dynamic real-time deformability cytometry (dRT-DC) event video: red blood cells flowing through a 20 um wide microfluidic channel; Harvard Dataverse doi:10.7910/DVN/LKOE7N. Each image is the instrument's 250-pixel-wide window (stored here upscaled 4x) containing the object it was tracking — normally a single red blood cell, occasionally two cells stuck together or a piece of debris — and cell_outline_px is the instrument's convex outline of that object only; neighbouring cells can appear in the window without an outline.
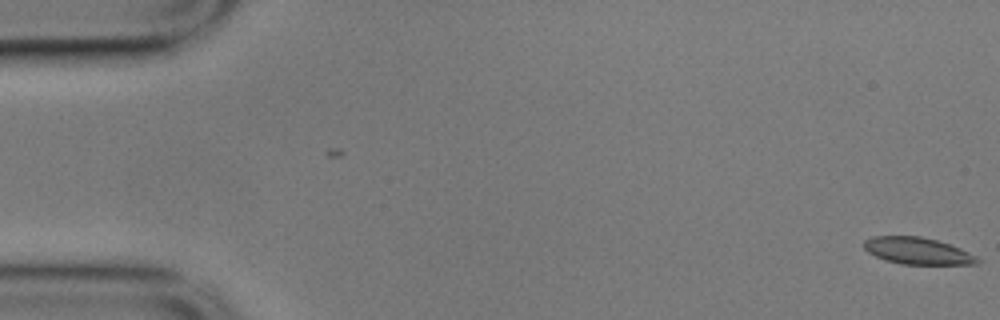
{"species": "common noctule bat (a hibernating species)", "species_latin": "Nyctalus noctula", "temperature_condition": "cold", "stored_images_in_passage": 5, "camera_frame_rate_fps": 3000, "um_per_image_px": 0.085, "animal": {"sex": "male", "body_mass_g": 17.9}, "frame": {"image": 1, "passage_image": 5, "time_ms": 1.333, "image_size_px": [1000, 320], "cell_outline_px": [[980, 260], [976, 264], [900, 264], [884, 260], [868, 252], [864, 248], [864, 240], [872, 236], [920, 236], [936, 240], [960, 248], [976, 256]], "centroid_in_image_um": [77.96, 21.32], "position_along_channel_um": 7.0, "area_um2": 17.63}}